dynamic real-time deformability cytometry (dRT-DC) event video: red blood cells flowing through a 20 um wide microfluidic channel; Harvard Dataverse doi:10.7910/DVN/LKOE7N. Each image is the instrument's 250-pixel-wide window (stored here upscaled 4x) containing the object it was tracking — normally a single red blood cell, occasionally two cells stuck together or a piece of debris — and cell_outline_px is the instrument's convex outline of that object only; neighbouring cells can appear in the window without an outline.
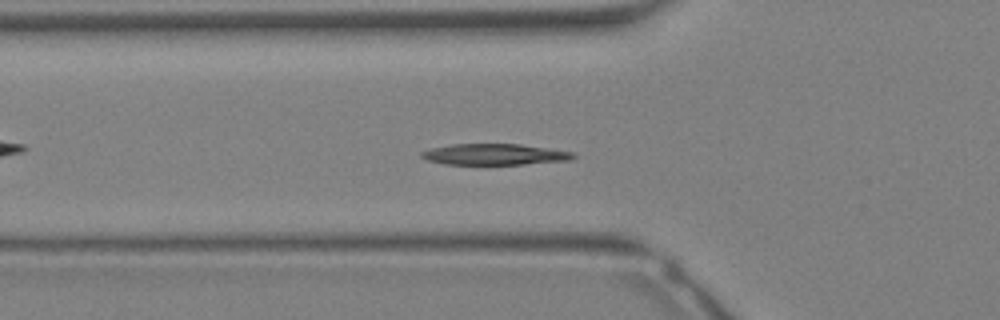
{"species": "Egyptian fruit bat (a non-hibernating species)", "species_latin": "Rousettus aegyptiacus", "temperature_condition": "warm", "stored_images_in_passage": 33, "segment_of_instrument_passage": [1, 2], "camera_frame_rate_fps": 3000, "um_per_image_px": 0.085, "animal": {"sex": "female"}, "frame": {"image": 1, "passage_image": 11, "time_ms": 3.333, "image_size_px": [1000, 320], "cell_outline_px": [[576, 156], [568, 160], [524, 164], [444, 164], [428, 160], [420, 156], [420, 152], [432, 148], [452, 144], [520, 144], [548, 148], [572, 152]], "centroid_in_image_um": [42.01, 13.12], "position_along_channel_um": 83.8, "area_um2": 18.44}}
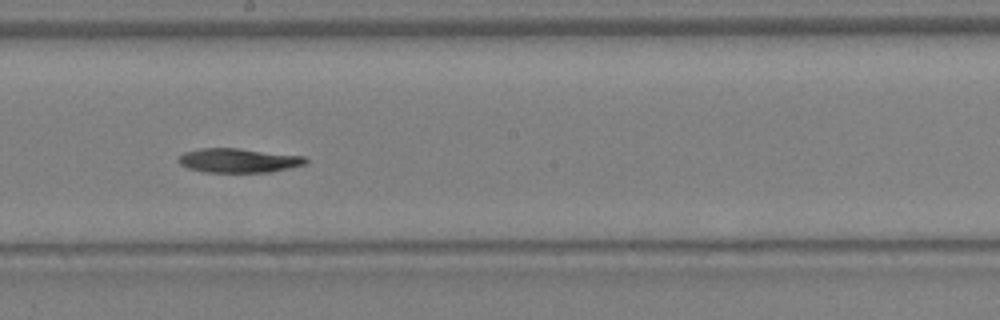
{"frame": {"image": 2, "passage_image": 18, "time_ms": 5.667, "image_size_px": [1000, 320], "cell_outline_px": [[308, 160], [304, 164], [288, 168], [268, 172], [204, 172], [188, 168], [180, 164], [176, 160], [184, 152], [200, 148], [236, 148], [304, 156]], "centroid_in_image_um": [20.22, 13.64], "position_along_channel_um": 228.0, "area_um2": 17.8}}
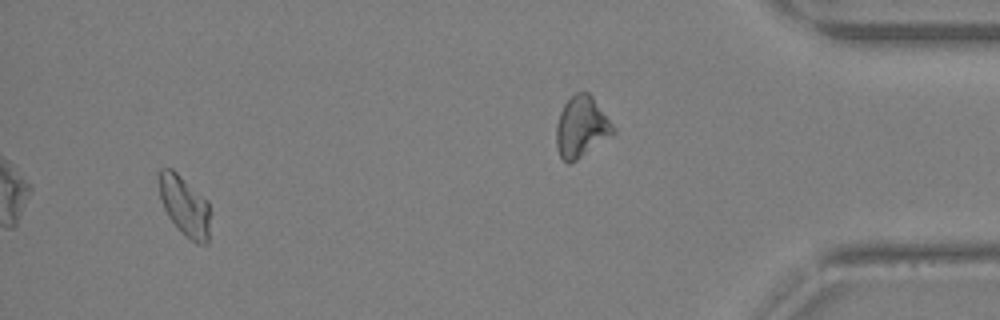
{"frame": {"image": 3, "passage_image": 31, "time_ms": 10.0, "image_size_px": [1000, 320], "cell_outline_px": [[212, 212], [208, 244], [196, 244], [180, 232], [168, 216], [160, 200], [160, 168], [172, 168], [208, 200]], "centroid_in_image_um": [15.76, 17.55], "position_along_channel_um": 419.4, "area_um2": 18.32}}